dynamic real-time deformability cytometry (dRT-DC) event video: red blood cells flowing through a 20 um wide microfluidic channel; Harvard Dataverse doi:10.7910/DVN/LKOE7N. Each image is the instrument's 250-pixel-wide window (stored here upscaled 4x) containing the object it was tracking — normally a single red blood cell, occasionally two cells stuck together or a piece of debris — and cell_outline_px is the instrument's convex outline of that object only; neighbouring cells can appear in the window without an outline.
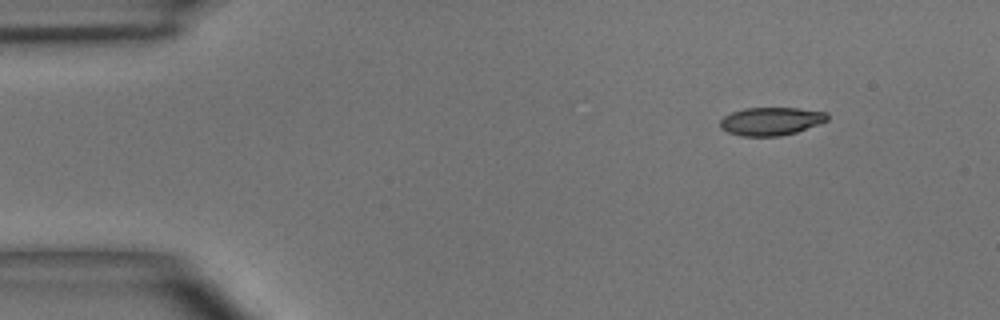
{"species": "common noctule bat (a hibernating species)", "species_latin": "Nyctalus noctula", "temperature_condition": "room temperature", "stored_images_in_passage": 5, "camera_frame_rate_fps": 3000, "um_per_image_px": 0.085, "animal": {"sex": "male", "body_mass_g": 15.6}, "frame": {"image": 1, "passage_image": 1, "time_ms": 0.0, "image_size_px": [1000, 320], "cell_outline_px": [[828, 120], [820, 124], [796, 132], [780, 136], [740, 136], [728, 132], [720, 128], [720, 120], [724, 116], [732, 112], [744, 108], [800, 108], [828, 112]], "centroid_in_image_um": [65.55, 10.3], "position_along_channel_um": 19.4, "area_um2": 17.69}}
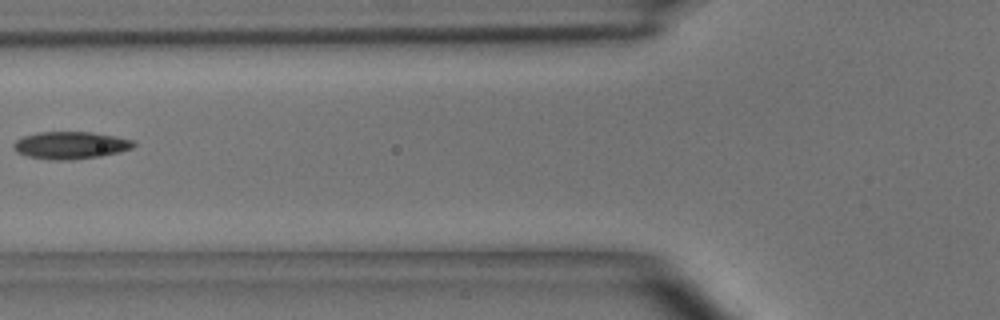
{"frame": {"image": 2, "passage_image": 5, "time_ms": 4.667, "image_size_px": [1000, 320], "cell_outline_px": [[136, 144], [132, 148], [120, 152], [100, 156], [68, 160], [48, 160], [28, 156], [16, 152], [12, 148], [12, 144], [16, 140], [24, 136], [36, 132], [92, 132], [116, 136], [132, 140]], "centroid_in_image_um": [5.97, 12.35], "position_along_channel_um": 119.8, "area_um2": 19.25}}